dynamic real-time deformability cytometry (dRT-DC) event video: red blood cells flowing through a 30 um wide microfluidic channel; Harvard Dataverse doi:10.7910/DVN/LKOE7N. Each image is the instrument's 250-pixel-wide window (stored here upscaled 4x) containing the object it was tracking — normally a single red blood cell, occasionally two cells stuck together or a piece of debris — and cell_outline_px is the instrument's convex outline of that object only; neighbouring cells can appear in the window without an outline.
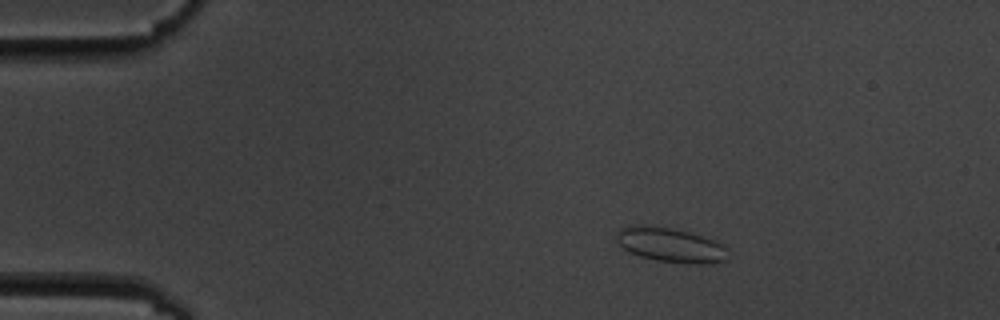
{"species": "common noctule bat (a hibernating species)", "species_latin": "Nyctalus noctula", "temperature_condition": "cold", "stored_images_in_passage": 5, "camera_frame_rate_fps": 3000, "um_per_image_px": 0.085, "animal": {"sex": "male", "body_mass_g": 19.5, "forearm_length_mm": 54.6}, "frame": {"image": 1, "passage_image": 3, "time_ms": 2.333, "image_size_px": [1000, 320], "cell_outline_px": [[728, 260], [712, 264], [700, 264], [656, 260], [640, 256], [628, 252], [616, 240], [616, 232], [620, 228], [632, 224], [644, 224], [672, 228], [688, 232], [716, 240], [724, 244]], "centroid_in_image_um": [56.98, 20.81], "position_along_channel_um": 28.0, "area_um2": 22.66}}